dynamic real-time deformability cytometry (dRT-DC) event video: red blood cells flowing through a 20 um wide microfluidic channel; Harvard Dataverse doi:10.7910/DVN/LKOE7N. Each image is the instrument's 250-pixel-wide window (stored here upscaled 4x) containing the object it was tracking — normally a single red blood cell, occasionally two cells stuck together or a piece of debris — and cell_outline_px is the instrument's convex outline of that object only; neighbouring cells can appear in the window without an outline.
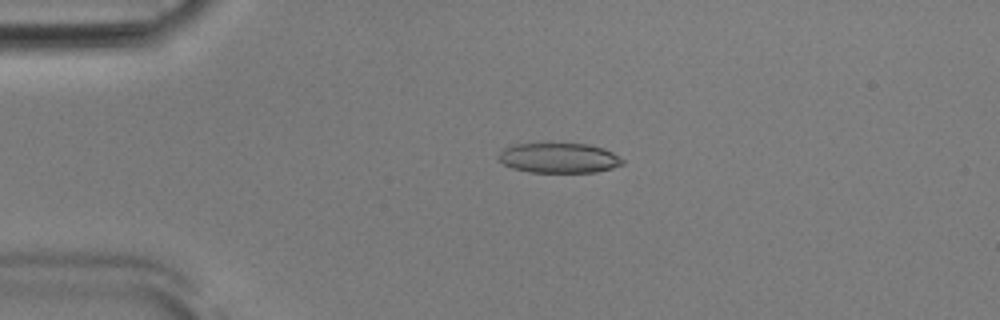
{"species": "Egyptian fruit bat (a non-hibernating species)", "species_latin": "Rousettus aegyptiacus", "temperature_condition": "room temperature", "stored_images_in_passage": 51, "camera_frame_rate_fps": 3000, "um_per_image_px": 0.085, "animal": {"sex": "male"}, "frame": {"image": 1, "passage_image": 11, "time_ms": 3.333, "image_size_px": [1000, 320], "cell_outline_px": [[624, 164], [612, 168], [596, 172], [532, 172], [512, 168], [504, 164], [496, 156], [504, 148], [516, 144], [544, 140], [588, 144], [604, 148], [612, 152], [624, 160]], "centroid_in_image_um": [47.49, 13.37], "position_along_channel_um": 37.5, "area_um2": 22.6}}
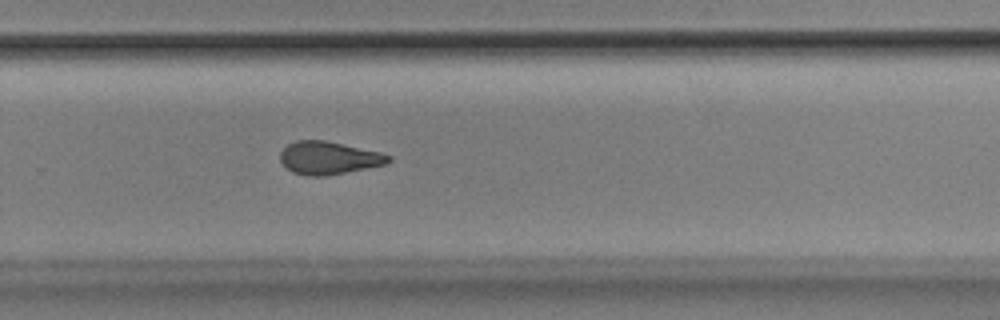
{"frame": {"image": 2, "passage_image": 34, "time_ms": 11.0, "image_size_px": [1000, 320], "cell_outline_px": [[392, 160], [388, 164], [324, 176], [308, 176], [292, 172], [280, 160], [280, 152], [288, 144], [296, 140], [324, 140], [380, 152], [392, 156]], "centroid_in_image_um": [27.96, 13.42], "position_along_channel_um": 301.8, "area_um2": 20.63}}
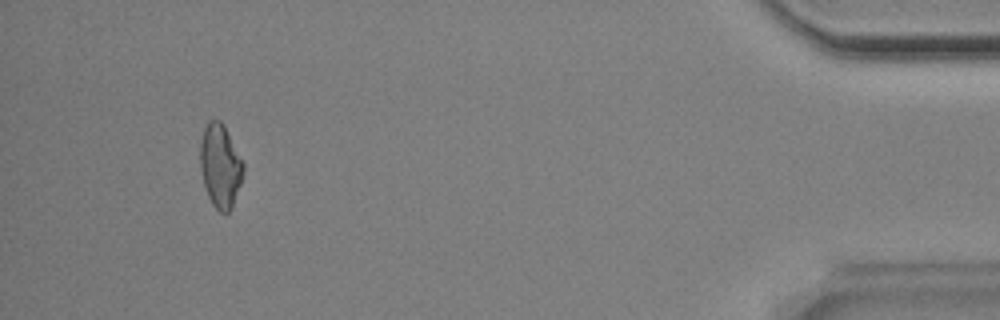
{"frame": {"image": 3, "passage_image": 48, "time_ms": 15.667, "image_size_px": [1000, 320], "cell_outline_px": [[244, 172], [232, 208], [228, 212], [220, 212], [212, 204], [208, 196], [204, 184], [200, 168], [200, 144], [204, 128], [208, 120], [220, 120], [224, 124], [244, 164]], "centroid_in_image_um": [18.72, 14.08], "position_along_channel_um": 416.5, "area_um2": 20.92}, "authors_computed_cell_mechanics": {"area_um2": 21.675, "velocity_mm_per_s": 3.9023, "shape_relaxation_time_tau1_ms": 9.3727, "shape_relaxation_time_tau2_ms": 2.9871, "deformation_change_tau1": 0.1905, "deformation_change_tau2": 0.1126}}